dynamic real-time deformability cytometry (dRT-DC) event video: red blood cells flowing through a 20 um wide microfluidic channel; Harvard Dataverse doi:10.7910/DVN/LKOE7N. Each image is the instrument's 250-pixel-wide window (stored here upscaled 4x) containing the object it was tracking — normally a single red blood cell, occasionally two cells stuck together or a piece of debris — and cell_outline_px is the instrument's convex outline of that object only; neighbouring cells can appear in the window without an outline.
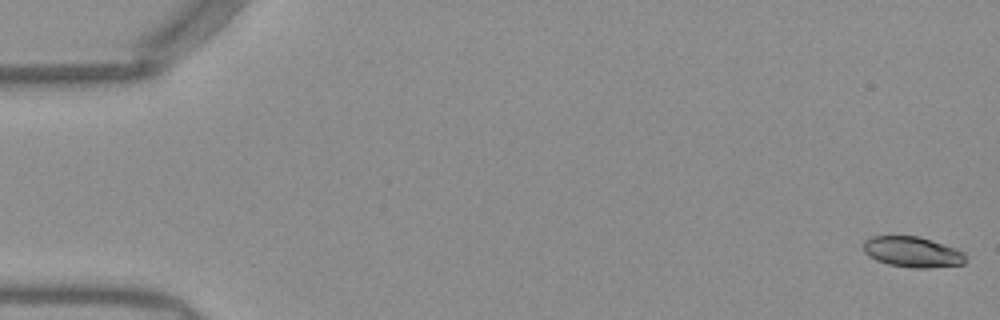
{"species": "Egyptian fruit bat (a non-hibernating species)", "species_latin": "Rousettus aegyptiacus", "temperature_condition": "warm", "stored_images_in_passage": 52, "camera_frame_rate_fps": 3000, "um_per_image_px": 0.085, "frame": {"image": 1, "passage_image": 1, "time_ms": 0.0, "image_size_px": [1000, 320], "cell_outline_px": [[964, 264], [928, 268], [916, 268], [888, 264], [876, 260], [868, 256], [864, 252], [864, 240], [872, 236], [920, 236], [956, 248], [964, 252]], "centroid_in_image_um": [77.55, 21.41], "position_along_channel_um": 7.5, "area_um2": 18.21}}
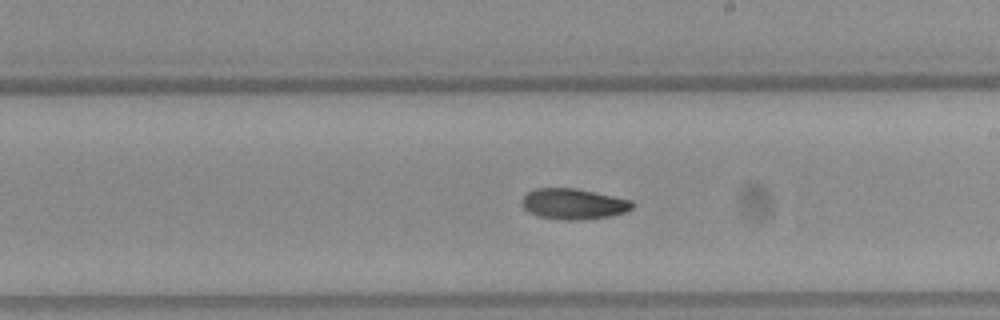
{"frame": {"image": 2, "passage_image": 30, "time_ms": 9.667, "image_size_px": [1000, 320], "cell_outline_px": [[636, 204], [632, 208], [624, 212], [612, 216], [580, 220], [568, 220], [536, 216], [528, 212], [524, 208], [520, 200], [528, 192], [536, 188], [576, 188], [632, 200]], "centroid_in_image_um": [48.75, 17.33], "position_along_channel_um": 240.3, "area_um2": 19.88}}
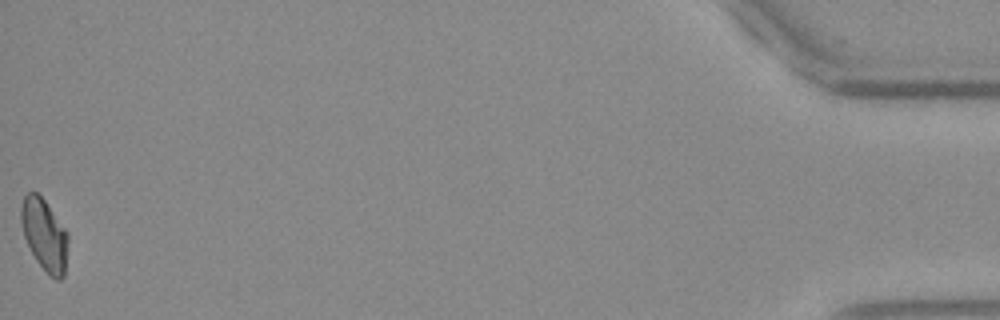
{"frame": {"image": 3, "passage_image": 52, "time_ms": 17.0, "image_size_px": [1000, 320], "cell_outline_px": [[68, 240], [64, 276], [60, 280], [56, 280], [36, 260], [24, 236], [20, 220], [20, 208], [24, 196], [28, 192], [36, 192], [44, 200], [68, 232]], "centroid_in_image_um": [3.77, 19.93], "position_along_channel_um": 431.4, "area_um2": 19.36}, "authors_computed_cell_mechanics": {"area_um2": 19.5364, "velocity_mm_per_s": 3.9431, "shape_relaxation_time_tau1_ms": 4.083, "shape_relaxation_time_tau2_ms": 6.6222, "deformation_change_tau1": 0.1435, "deformation_change_tau2": 0.1163}}